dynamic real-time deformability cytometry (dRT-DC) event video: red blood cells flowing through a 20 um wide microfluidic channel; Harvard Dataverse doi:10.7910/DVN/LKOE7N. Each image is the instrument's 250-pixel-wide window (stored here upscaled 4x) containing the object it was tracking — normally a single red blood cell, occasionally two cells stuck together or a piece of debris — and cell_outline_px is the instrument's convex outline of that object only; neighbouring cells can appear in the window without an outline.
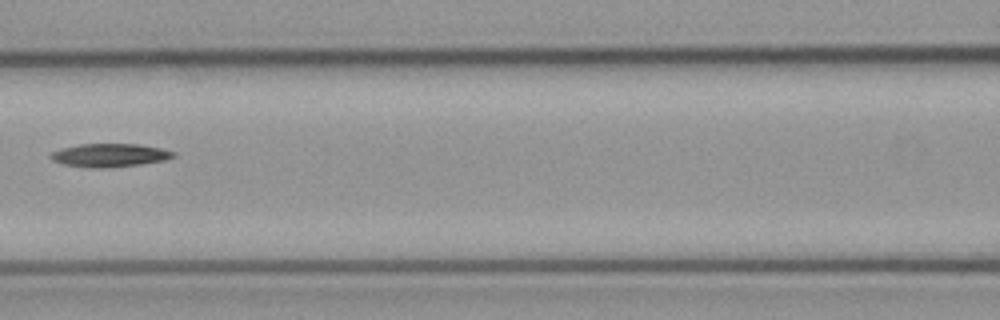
{"species": "common noctule bat (a hibernating species)", "species_latin": "Nyctalus noctula", "temperature_condition": "cold", "stored_images_in_passage": 10, "camera_frame_rate_fps": 3000, "um_per_image_px": 0.085, "animal": {"sex": "male", "body_mass_g": 23.1, "forearm_length_mm": 52.7}, "frame": {"image": 1, "passage_image": 9, "time_ms": 11.0, "image_size_px": [1000, 320], "cell_outline_px": [[176, 156], [164, 160], [140, 164], [108, 168], [92, 168], [64, 164], [52, 160], [48, 156], [52, 152], [60, 148], [80, 144], [140, 144], [160, 148], [176, 152]], "centroid_in_image_um": [9.31, 13.19], "position_along_channel_um": 157.3, "area_um2": 16.7}}
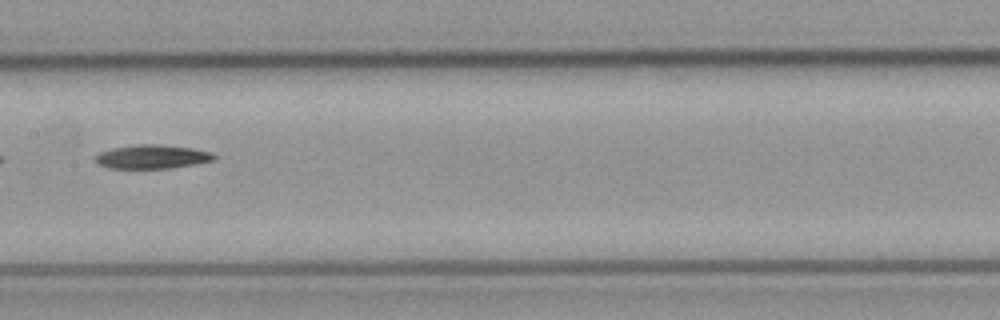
{"frame": {"image": 2, "passage_image": 10, "time_ms": 12.0, "image_size_px": [1000, 320], "cell_outline_px": [[216, 156], [212, 160], [172, 168], [108, 168], [100, 164], [96, 160], [96, 156], [100, 152], [112, 148], [136, 144], [160, 144], [192, 148], [212, 152]], "centroid_in_image_um": [12.93, 13.31], "position_along_channel_um": 194.5, "area_um2": 16.3}}